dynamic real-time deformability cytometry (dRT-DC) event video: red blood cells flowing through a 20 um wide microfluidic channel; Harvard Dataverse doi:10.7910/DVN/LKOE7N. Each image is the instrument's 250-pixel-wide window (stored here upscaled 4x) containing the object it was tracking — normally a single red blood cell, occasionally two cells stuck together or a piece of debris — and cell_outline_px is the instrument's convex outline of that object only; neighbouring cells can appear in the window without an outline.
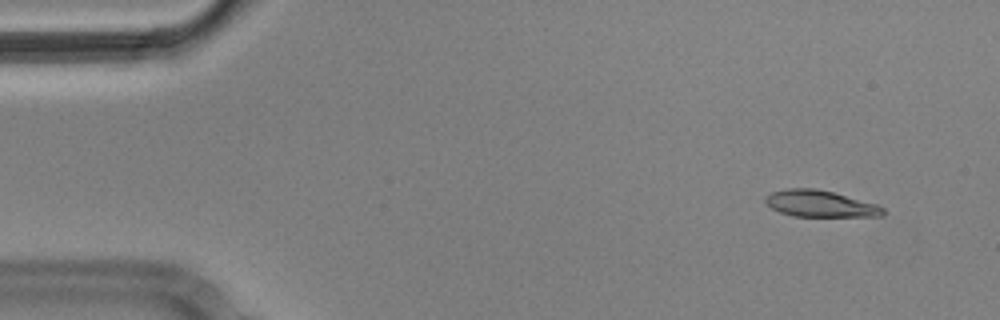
{"species": "Egyptian fruit bat (a non-hibernating species)", "species_latin": "Rousettus aegyptiacus", "temperature_condition": "cold", "stored_images_in_passage": 5, "camera_frame_rate_fps": 3000, "um_per_image_px": 0.085, "animal": {"sex": "male"}, "frame": {"image": 1, "passage_image": 2, "time_ms": 0.333, "image_size_px": [1000, 320], "cell_outline_px": [[884, 216], [792, 216], [780, 212], [772, 208], [764, 200], [764, 196], [772, 192], [788, 188], [816, 188], [832, 192], [876, 204], [884, 208]], "centroid_in_image_um": [69.69, 17.31], "position_along_channel_um": 15.3, "area_um2": 18.03}}